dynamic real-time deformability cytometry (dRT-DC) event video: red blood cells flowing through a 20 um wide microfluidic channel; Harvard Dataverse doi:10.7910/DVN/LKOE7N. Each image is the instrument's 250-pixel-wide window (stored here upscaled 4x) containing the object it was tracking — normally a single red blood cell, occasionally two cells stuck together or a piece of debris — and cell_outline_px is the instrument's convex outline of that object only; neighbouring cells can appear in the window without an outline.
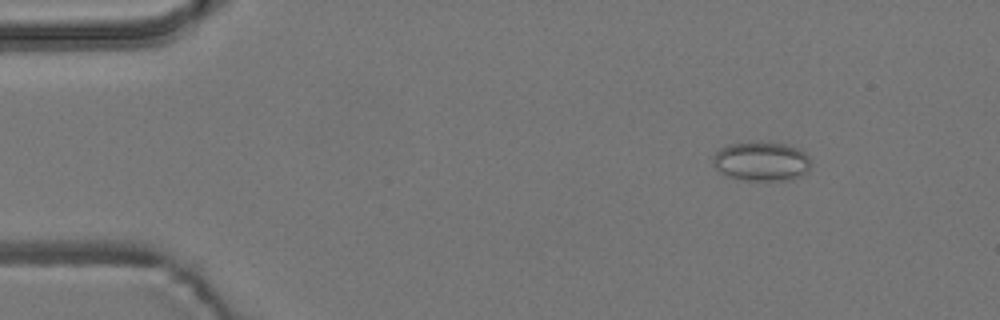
{"species": "common noctule bat (a hibernating species)", "species_latin": "Nyctalus noctula", "temperature_condition": "room temperature", "stored_images_in_passage": 4, "camera_frame_rate_fps": 3000, "um_per_image_px": 0.085, "animal": {"sex": "male", "body_mass_g": 19.2, "forearm_length_mm": 51.8}, "frame": {"image": 1, "passage_image": 2, "time_ms": 0.333, "image_size_px": [1000, 320], "cell_outline_px": [[812, 160], [808, 172], [800, 176], [788, 180], [748, 180], [732, 176], [720, 172], [716, 168], [712, 160], [712, 156], [720, 148], [728, 144], [784, 144], [800, 148]], "centroid_in_image_um": [64.77, 13.73], "position_along_channel_um": 20.2, "area_um2": 21.91}}